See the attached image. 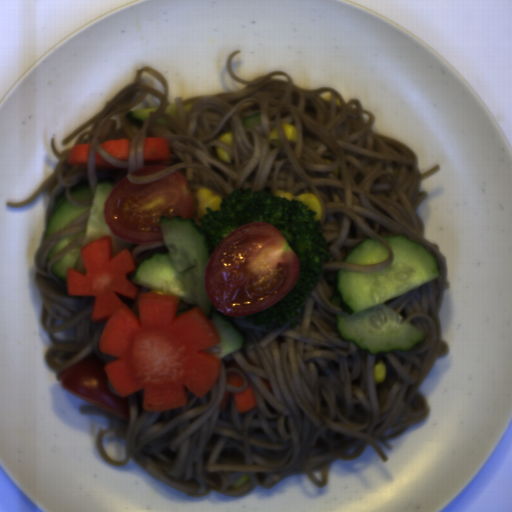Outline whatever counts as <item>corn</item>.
Instances as JSON below:
<instances>
[{
    "mask_svg": "<svg viewBox=\"0 0 512 512\" xmlns=\"http://www.w3.org/2000/svg\"><path fill=\"white\" fill-rule=\"evenodd\" d=\"M274 195L286 197L288 199H297L302 203L306 204L310 209L316 210L315 221L320 222L323 217L322 203L316 195L312 193H306L302 195H294L292 192H286L281 189H277Z\"/></svg>",
    "mask_w": 512,
    "mask_h": 512,
    "instance_id": "1",
    "label": "corn"
},
{
    "mask_svg": "<svg viewBox=\"0 0 512 512\" xmlns=\"http://www.w3.org/2000/svg\"><path fill=\"white\" fill-rule=\"evenodd\" d=\"M197 196V206L200 211L206 215L205 208H211L212 211H218L221 204V198L219 196H215L213 191L206 187L197 188L196 191Z\"/></svg>",
    "mask_w": 512,
    "mask_h": 512,
    "instance_id": "2",
    "label": "corn"
},
{
    "mask_svg": "<svg viewBox=\"0 0 512 512\" xmlns=\"http://www.w3.org/2000/svg\"><path fill=\"white\" fill-rule=\"evenodd\" d=\"M280 126L287 141L297 144L298 134L295 126L287 123H282Z\"/></svg>",
    "mask_w": 512,
    "mask_h": 512,
    "instance_id": "3",
    "label": "corn"
},
{
    "mask_svg": "<svg viewBox=\"0 0 512 512\" xmlns=\"http://www.w3.org/2000/svg\"><path fill=\"white\" fill-rule=\"evenodd\" d=\"M372 374L375 382H382L386 378V368L384 362L381 360L376 363L372 368Z\"/></svg>",
    "mask_w": 512,
    "mask_h": 512,
    "instance_id": "4",
    "label": "corn"
},
{
    "mask_svg": "<svg viewBox=\"0 0 512 512\" xmlns=\"http://www.w3.org/2000/svg\"><path fill=\"white\" fill-rule=\"evenodd\" d=\"M215 153H216V157L220 161L231 165L232 155L229 154L223 147H218V146L215 147Z\"/></svg>",
    "mask_w": 512,
    "mask_h": 512,
    "instance_id": "5",
    "label": "corn"
},
{
    "mask_svg": "<svg viewBox=\"0 0 512 512\" xmlns=\"http://www.w3.org/2000/svg\"><path fill=\"white\" fill-rule=\"evenodd\" d=\"M268 141L269 144L273 146H279L280 144V135L276 129V127H273L268 135Z\"/></svg>",
    "mask_w": 512,
    "mask_h": 512,
    "instance_id": "6",
    "label": "corn"
},
{
    "mask_svg": "<svg viewBox=\"0 0 512 512\" xmlns=\"http://www.w3.org/2000/svg\"><path fill=\"white\" fill-rule=\"evenodd\" d=\"M234 134L232 131L224 132L218 141H222L229 146H233Z\"/></svg>",
    "mask_w": 512,
    "mask_h": 512,
    "instance_id": "7",
    "label": "corn"
},
{
    "mask_svg": "<svg viewBox=\"0 0 512 512\" xmlns=\"http://www.w3.org/2000/svg\"><path fill=\"white\" fill-rule=\"evenodd\" d=\"M248 479H249L248 475L245 474V475L241 476L240 478H238L237 480H235L232 487H234V488L241 487L248 481Z\"/></svg>",
    "mask_w": 512,
    "mask_h": 512,
    "instance_id": "8",
    "label": "corn"
},
{
    "mask_svg": "<svg viewBox=\"0 0 512 512\" xmlns=\"http://www.w3.org/2000/svg\"><path fill=\"white\" fill-rule=\"evenodd\" d=\"M321 98L324 99L325 101L329 102V103L332 102V95H331V93H327L324 96H322Z\"/></svg>",
    "mask_w": 512,
    "mask_h": 512,
    "instance_id": "9",
    "label": "corn"
}]
</instances>
